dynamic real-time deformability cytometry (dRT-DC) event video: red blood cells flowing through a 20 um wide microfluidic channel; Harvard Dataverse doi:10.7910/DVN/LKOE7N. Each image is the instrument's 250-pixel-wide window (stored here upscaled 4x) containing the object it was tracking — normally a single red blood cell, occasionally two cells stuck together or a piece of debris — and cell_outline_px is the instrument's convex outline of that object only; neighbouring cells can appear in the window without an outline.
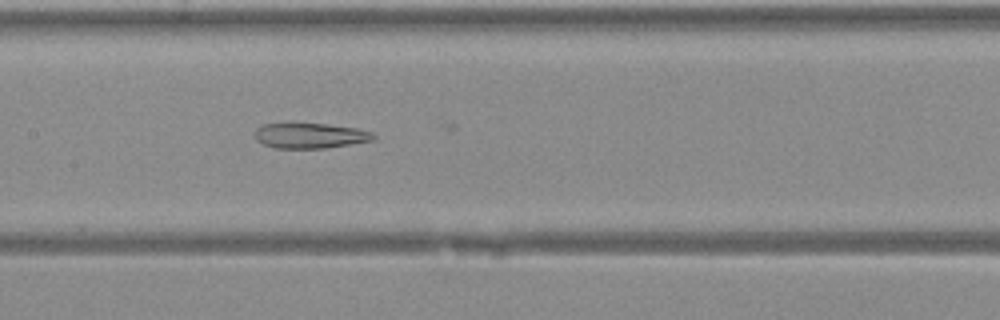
{"species": "Egyptian fruit bat (a non-hibernating species)", "species_latin": "Rousettus aegyptiacus", "temperature_condition": "warm", "stored_images_in_passage": 37, "camera_frame_rate_fps": 3000, "um_per_image_px": 0.085, "animal": {"sex": "female"}, "frame": {"image": 1, "passage_image": 16, "time_ms": 5.0, "image_size_px": [1000, 320], "cell_outline_px": [[376, 136], [372, 140], [352, 144], [324, 148], [272, 148], [256, 140], [256, 128], [264, 124], [324, 124], [356, 128], [372, 132]], "centroid_in_image_um": [26.36, 11.54], "position_along_channel_um": 181.0, "area_um2": 17.22}}
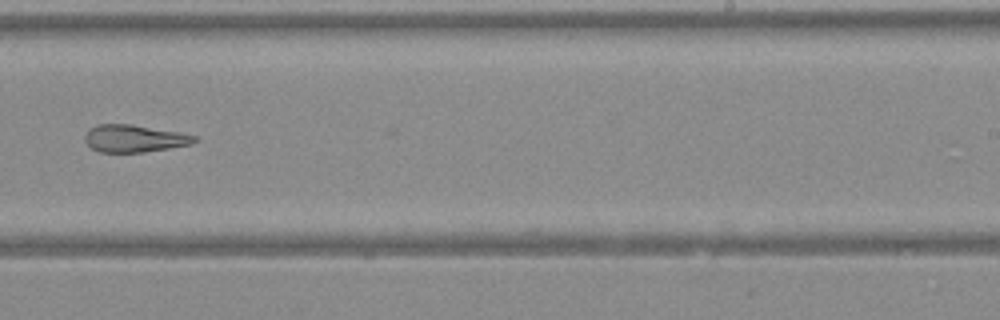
{"frame": {"image": 2, "passage_image": 22, "time_ms": 7.0, "image_size_px": [1000, 320], "cell_outline_px": [[200, 140], [192, 144], [144, 152], [100, 152], [92, 148], [84, 140], [84, 136], [96, 124], [128, 124], [180, 132], [196, 136]], "centroid_in_image_um": [11.45, 11.77], "position_along_channel_um": 277.6, "area_um2": 17.34}}
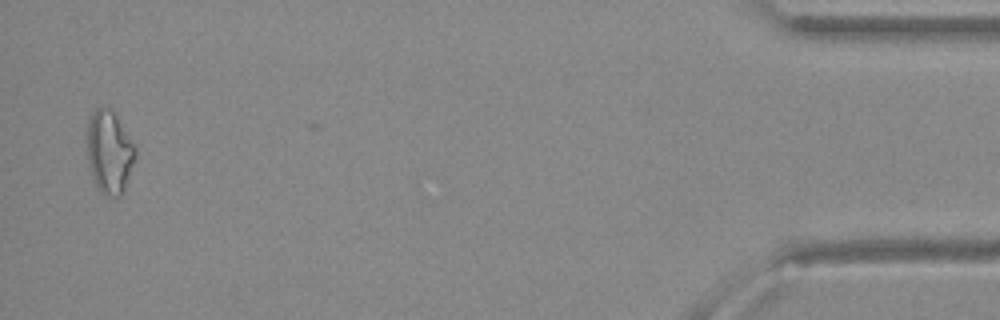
{"frame": {"image": 3, "passage_image": 36, "time_ms": 11.667, "image_size_px": [1000, 320], "cell_outline_px": [[136, 156], [124, 192], [120, 196], [108, 196], [100, 192], [96, 188], [88, 164], [88, 120], [96, 108], [108, 108], [116, 116], [136, 148]], "centroid_in_image_um": [9.3, 12.98], "position_along_channel_um": 425.9, "area_um2": 23.06}}